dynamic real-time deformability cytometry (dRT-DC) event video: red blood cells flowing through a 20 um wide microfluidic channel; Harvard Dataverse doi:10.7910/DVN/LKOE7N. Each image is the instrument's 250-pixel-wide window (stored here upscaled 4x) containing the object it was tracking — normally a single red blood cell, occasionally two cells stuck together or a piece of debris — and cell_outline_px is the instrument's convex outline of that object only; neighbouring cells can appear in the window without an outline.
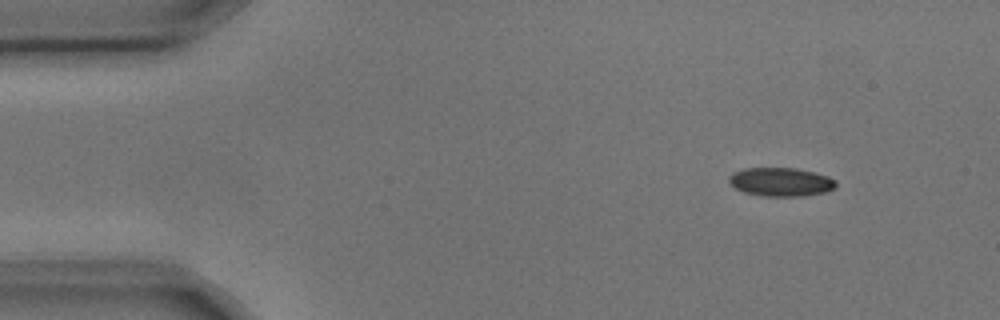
{"species": "common noctule bat (a hibernating species)", "species_latin": "Nyctalus noctula", "temperature_condition": "cold", "stored_images_in_passage": 4, "camera_frame_rate_fps": 3000, "um_per_image_px": 0.085, "animal": {"sex": "male", "body_mass_g": 17.9, "forearm_length_mm": 54.2}, "frame": {"image": 1, "passage_image": 1, "time_ms": 0.0, "image_size_px": [1000, 320], "cell_outline_px": [[836, 188], [824, 192], [804, 196], [764, 196], [744, 192], [736, 188], [728, 180], [728, 176], [732, 172], [744, 168], [796, 168], [816, 172], [828, 176], [836, 180]], "centroid_in_image_um": [66.39, 15.45], "position_along_channel_um": 18.6, "area_um2": 17.98}}
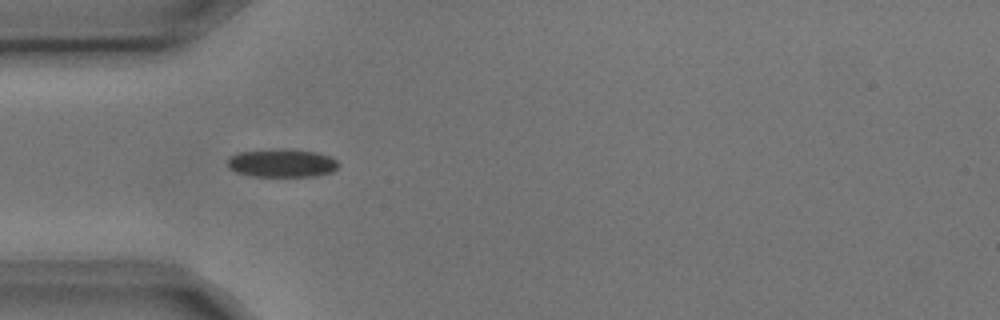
{"frame": {"image": 2, "passage_image": 4, "time_ms": 1.0, "image_size_px": [1000, 320], "cell_outline_px": [[340, 164], [332, 172], [316, 176], [252, 176], [236, 172], [228, 168], [228, 156], [240, 152], [272, 148], [284, 148], [316, 152], [328, 156], [336, 160]], "centroid_in_image_um": [23.94, 13.85], "position_along_channel_um": 61.1, "area_um2": 18.44}}